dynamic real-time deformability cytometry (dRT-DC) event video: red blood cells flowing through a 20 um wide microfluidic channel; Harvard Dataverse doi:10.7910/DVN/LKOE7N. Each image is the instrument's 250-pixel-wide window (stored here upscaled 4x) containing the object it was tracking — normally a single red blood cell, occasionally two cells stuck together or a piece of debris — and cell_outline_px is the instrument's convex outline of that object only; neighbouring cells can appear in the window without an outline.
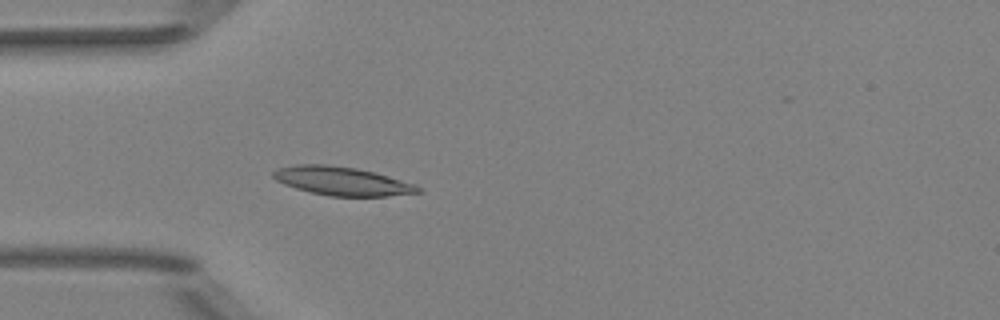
{"species": "Egyptian fruit bat (a non-hibernating species)", "species_latin": "Rousettus aegyptiacus", "temperature_condition": "room temperature", "stored_images_in_passage": 37, "camera_frame_rate_fps": 3000, "um_per_image_px": 0.085, "animal": {"sex": "female"}, "frame": {"image": 1, "passage_image": 1, "time_ms": 0.0, "image_size_px": [1000, 320], "cell_outline_px": [[424, 192], [388, 196], [328, 196], [296, 188], [284, 184], [276, 180], [272, 176], [272, 172], [276, 168], [296, 164], [328, 164], [356, 168], [376, 172], [416, 184]], "centroid_in_image_um": [29.09, 15.38], "position_along_channel_um": 55.9, "area_um2": 24.33}}
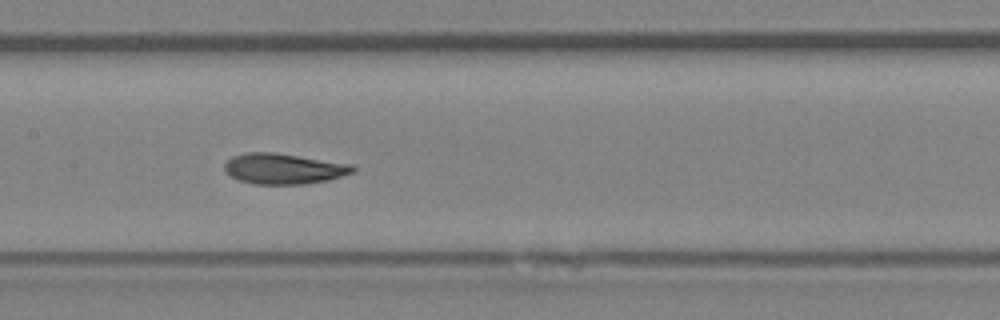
{"frame": {"image": 2, "passage_image": 11, "time_ms": 3.333, "image_size_px": [1000, 320], "cell_outline_px": [[356, 172], [328, 180], [304, 184], [252, 184], [236, 180], [224, 172], [224, 164], [232, 156], [244, 152], [272, 152], [352, 164], [356, 168]], "centroid_in_image_um": [24.08, 14.35], "position_along_channel_um": 183.3, "area_um2": 23.12}}
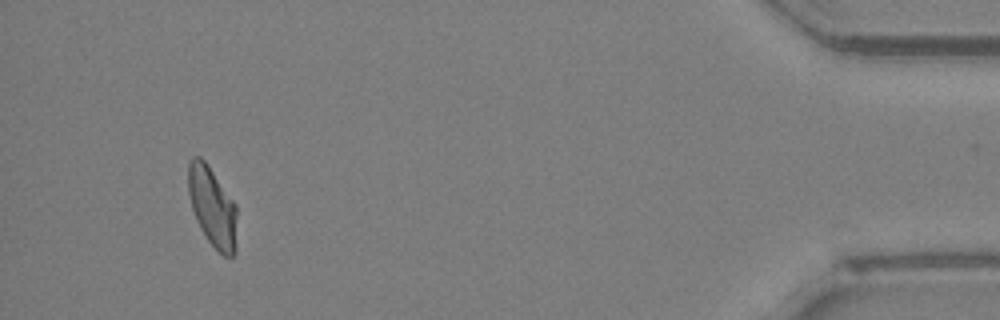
{"frame": {"image": 3, "passage_image": 34, "time_ms": 11.0, "image_size_px": [1000, 320], "cell_outline_px": [[236, 248], [232, 256], [224, 256], [208, 240], [200, 228], [196, 220], [192, 208], [188, 192], [188, 160], [192, 156], [200, 156], [208, 164], [236, 204]], "centroid_in_image_um": [18.04, 17.53], "position_along_channel_um": 417.2, "area_um2": 22.66}, "authors_computed_cell_mechanics": {"area_um2": 22.7732, "velocity_mm_per_s": 4.0056, "shape_relaxation_time_tau1_ms": 3.4974, "shape_relaxation_time_tau2_ms": 1.233, "deformation_change_tau1": 0.1333, "deformation_change_tau2": 0.0574}}